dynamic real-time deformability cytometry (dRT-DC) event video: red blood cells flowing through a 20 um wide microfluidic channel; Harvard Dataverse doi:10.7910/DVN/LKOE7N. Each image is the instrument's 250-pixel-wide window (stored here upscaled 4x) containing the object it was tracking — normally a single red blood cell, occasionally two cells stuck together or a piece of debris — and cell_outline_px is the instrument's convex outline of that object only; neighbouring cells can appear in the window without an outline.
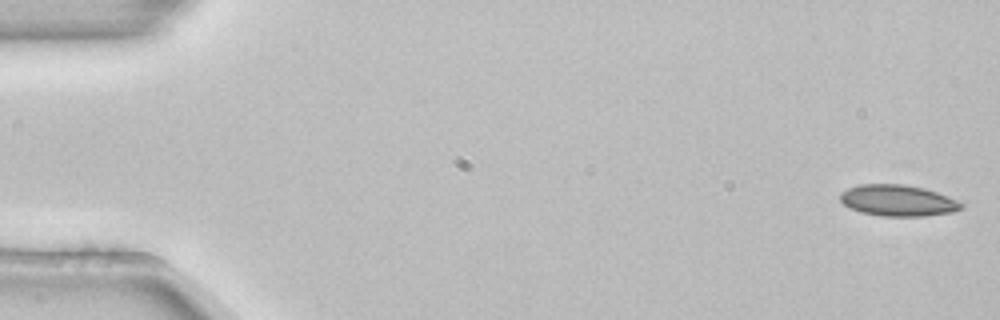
{"species": "common noctule bat (a hibernating species)", "species_latin": "Nyctalus noctula", "temperature_condition": "room temperature", "stored_images_in_passage": 5, "camera_frame_rate_fps": 3000, "um_per_image_px": 0.085, "animal": {"sex": "female", "body_mass_g": 22.7, "forearm_length_mm": 54.2}, "frame": {"image": 1, "passage_image": 1, "time_ms": 0.0, "image_size_px": [1000, 320], "cell_outline_px": [[964, 208], [952, 212], [924, 216], [880, 216], [860, 212], [844, 204], [840, 200], [840, 192], [848, 188], [860, 184], [904, 184], [924, 188], [936, 192], [956, 200], [964, 204]], "centroid_in_image_um": [76.31, 17.04], "position_along_channel_um": 8.7, "area_um2": 22.02}}
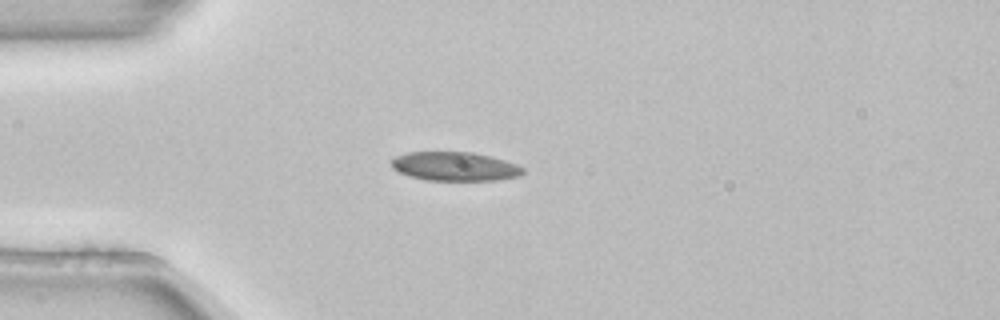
{"frame": {"image": 2, "passage_image": 4, "time_ms": 1.0, "image_size_px": [1000, 320], "cell_outline_px": [[524, 172], [520, 176], [500, 180], [428, 180], [408, 176], [392, 168], [392, 160], [396, 156], [408, 152], [472, 152], [492, 156], [516, 164], [524, 168]], "centroid_in_image_um": [38.69, 14.14], "position_along_channel_um": 46.3, "area_um2": 22.2}}